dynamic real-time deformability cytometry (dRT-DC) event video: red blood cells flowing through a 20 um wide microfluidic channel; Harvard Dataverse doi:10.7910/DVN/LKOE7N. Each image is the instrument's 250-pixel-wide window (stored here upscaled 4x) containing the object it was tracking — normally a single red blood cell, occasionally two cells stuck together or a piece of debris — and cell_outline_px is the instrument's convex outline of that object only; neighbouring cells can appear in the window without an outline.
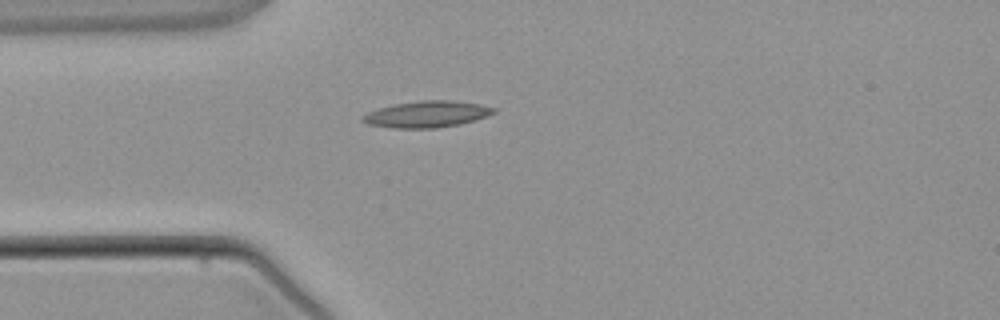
{"species": "common noctule bat (a hibernating species)", "species_latin": "Nyctalus noctula", "temperature_condition": "warm", "stored_images_in_passage": 4, "camera_frame_rate_fps": 3000, "um_per_image_px": 0.085, "animal": {"sex": "male", "body_mass_g": 21.5, "forearm_length_mm": 52.0}, "frame": {"image": 1, "passage_image": 4, "time_ms": 3.667, "image_size_px": [1000, 320], "cell_outline_px": [[496, 112], [488, 116], [460, 124], [436, 128], [392, 128], [368, 124], [360, 120], [360, 116], [368, 112], [392, 104], [420, 100], [452, 100], [480, 104], [496, 108]], "centroid_in_image_um": [36.27, 9.7], "position_along_channel_um": 48.7, "area_um2": 20.35}}